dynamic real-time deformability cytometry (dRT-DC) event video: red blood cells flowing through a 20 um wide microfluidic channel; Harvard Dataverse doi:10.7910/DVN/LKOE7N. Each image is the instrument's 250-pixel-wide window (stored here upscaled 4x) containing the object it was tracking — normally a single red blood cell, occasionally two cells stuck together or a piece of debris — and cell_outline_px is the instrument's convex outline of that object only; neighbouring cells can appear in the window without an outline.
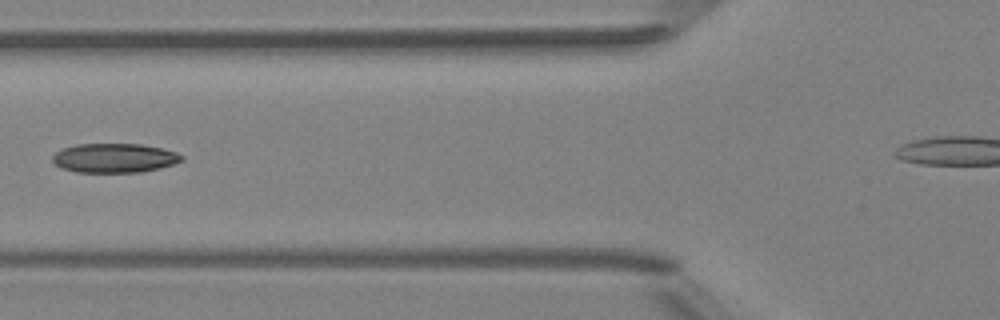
{"species": "Egyptian fruit bat (a non-hibernating species)", "species_latin": "Rousettus aegyptiacus", "temperature_condition": "room temperature", "stored_images_in_passage": 6, "camera_frame_rate_fps": 3000, "um_per_image_px": 0.085, "animal": {"sex": "female"}, "frame": {"image": 1, "passage_image": 5, "time_ms": 4.667, "image_size_px": [1000, 320], "cell_outline_px": [[184, 160], [160, 168], [140, 172], [76, 172], [64, 168], [56, 164], [52, 160], [52, 156], [56, 152], [64, 148], [76, 144], [140, 144], [160, 148], [176, 152], [184, 156]], "centroid_in_image_um": [9.74, 13.43], "position_along_channel_um": 116.1, "area_um2": 21.85}}
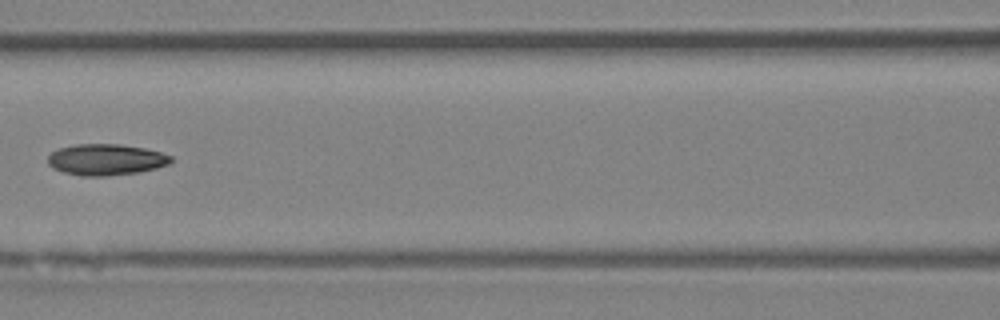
{"frame": {"image": 2, "passage_image": 6, "time_ms": 5.667, "image_size_px": [1000, 320], "cell_outline_px": [[172, 160], [168, 164], [156, 168], [140, 172], [104, 176], [80, 176], [64, 172], [52, 168], [48, 164], [48, 156], [52, 152], [60, 148], [76, 144], [120, 144], [144, 148], [160, 152], [172, 156]], "centroid_in_image_um": [9.0, 13.57], "position_along_channel_um": 157.6, "area_um2": 22.37}}